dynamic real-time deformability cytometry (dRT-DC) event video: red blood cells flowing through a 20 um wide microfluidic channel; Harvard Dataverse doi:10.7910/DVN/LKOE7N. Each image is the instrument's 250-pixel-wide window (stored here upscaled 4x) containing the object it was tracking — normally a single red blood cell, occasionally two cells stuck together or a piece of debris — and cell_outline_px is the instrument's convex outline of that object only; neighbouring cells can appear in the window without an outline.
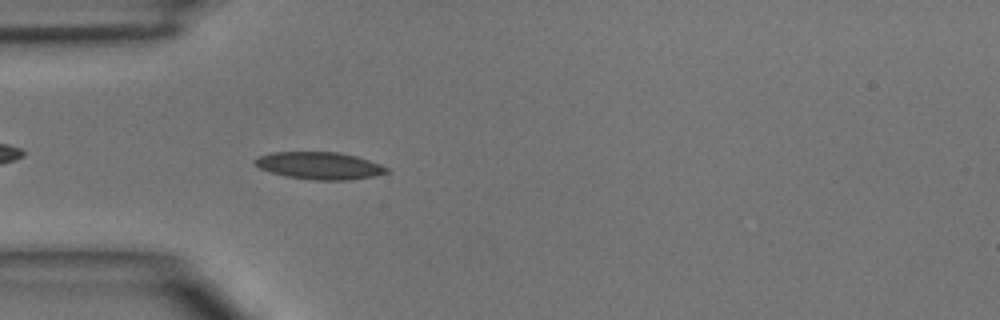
{"species": "common noctule bat (a hibernating species)", "species_latin": "Nyctalus noctula", "temperature_condition": "room temperature", "stored_images_in_passage": 3, "camera_frame_rate_fps": 3000, "um_per_image_px": 0.085, "animal": {"sex": "male", "body_mass_g": 15.6}, "frame": {"image": 1, "passage_image": 3, "time_ms": 2.333, "image_size_px": [1000, 320], "cell_outline_px": [[388, 172], [376, 176], [348, 180], [312, 180], [288, 176], [272, 172], [260, 168], [252, 160], [256, 156], [272, 152], [336, 152], [356, 156], [380, 164], [388, 168]], "centroid_in_image_um": [27.15, 14.08], "position_along_channel_um": 57.9, "area_um2": 20.87}}